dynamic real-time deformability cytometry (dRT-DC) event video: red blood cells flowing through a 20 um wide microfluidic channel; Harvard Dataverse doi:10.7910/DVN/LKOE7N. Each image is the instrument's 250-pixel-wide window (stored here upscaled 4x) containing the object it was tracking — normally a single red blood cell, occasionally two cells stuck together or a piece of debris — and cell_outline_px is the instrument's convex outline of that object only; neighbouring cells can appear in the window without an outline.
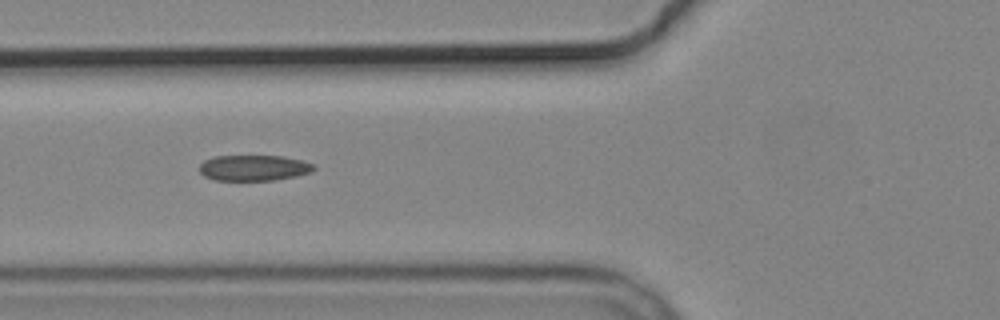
{"species": "common noctule bat (a hibernating species)", "species_latin": "Nyctalus noctula", "temperature_condition": "cold", "stored_images_in_passage": 5, "camera_frame_rate_fps": 3000, "um_per_image_px": 0.085, "animal": {"sex": "male", "body_mass_g": 19.2, "forearm_length_mm": 51.8}, "frame": {"image": 1, "passage_image": 5, "time_ms": 4.667, "image_size_px": [1000, 320], "cell_outline_px": [[316, 168], [308, 172], [296, 176], [272, 180], [216, 180], [204, 176], [200, 172], [200, 164], [204, 160], [212, 156], [284, 156], [304, 160], [312, 164]], "centroid_in_image_um": [21.55, 14.26], "position_along_channel_um": 104.2, "area_um2": 17.11}}